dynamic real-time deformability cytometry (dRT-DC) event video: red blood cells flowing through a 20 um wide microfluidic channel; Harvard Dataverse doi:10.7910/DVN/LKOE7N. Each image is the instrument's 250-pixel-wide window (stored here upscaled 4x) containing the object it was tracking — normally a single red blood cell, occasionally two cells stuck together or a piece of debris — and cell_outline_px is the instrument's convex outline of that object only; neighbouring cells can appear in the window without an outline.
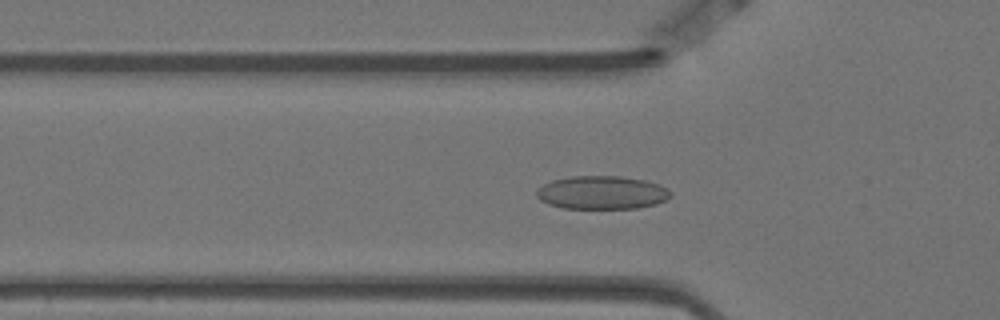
{"species": "Egyptian fruit bat (a non-hibernating species)", "species_latin": "Rousettus aegyptiacus", "temperature_condition": "warm", "stored_images_in_passage": 54, "camera_frame_rate_fps": 3000, "um_per_image_px": 0.085, "animal": {"sex": "female"}, "frame": {"image": 1, "passage_image": 18, "time_ms": 5.667, "image_size_px": [1000, 320], "cell_outline_px": [[672, 196], [656, 204], [636, 208], [560, 208], [548, 204], [540, 200], [536, 196], [536, 192], [544, 184], [552, 180], [572, 176], [620, 176], [648, 180], [660, 184], [668, 188], [672, 192]], "centroid_in_image_um": [51.19, 16.36], "position_along_channel_um": 74.6, "area_um2": 26.18}}
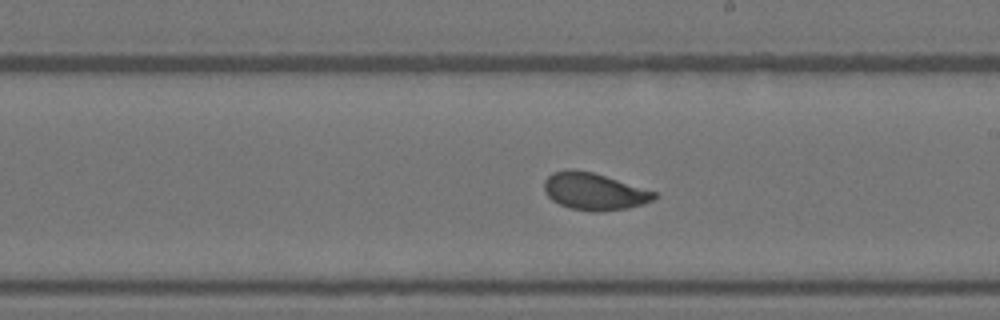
{"frame": {"image": 2, "passage_image": 32, "time_ms": 10.333, "image_size_px": [1000, 320], "cell_outline_px": [[660, 196], [644, 204], [628, 208], [600, 212], [592, 212], [568, 208], [552, 200], [544, 192], [544, 180], [552, 172], [568, 168], [572, 168], [592, 172], [656, 192]], "centroid_in_image_um": [50.48, 16.28], "position_along_channel_um": 238.5, "area_um2": 23.99}}
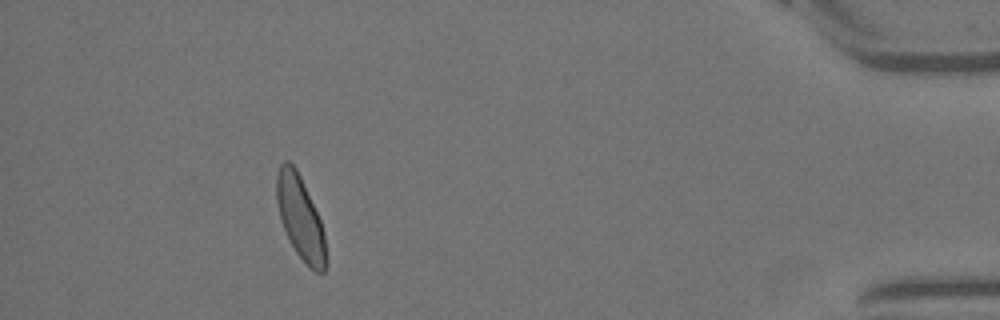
{"frame": {"image": 3, "passage_image": 52, "time_ms": 17.0, "image_size_px": [1000, 320], "cell_outline_px": [[324, 272], [316, 272], [296, 252], [280, 220], [276, 200], [276, 176], [280, 164], [284, 160], [288, 160], [296, 168], [300, 176], [320, 220], [324, 232]], "centroid_in_image_um": [25.47, 18.41], "position_along_channel_um": 409.7, "area_um2": 23.12}, "authors_computed_cell_mechanics": {"area_um2": 24.0737, "velocity_mm_per_s": 3.4856, "shape_relaxation_time_tau1_ms": null, "shape_relaxation_time_tau2_ms": 1.5492, "deformation_change_tau1": null, "deformation_change_tau2": 0.0616}}